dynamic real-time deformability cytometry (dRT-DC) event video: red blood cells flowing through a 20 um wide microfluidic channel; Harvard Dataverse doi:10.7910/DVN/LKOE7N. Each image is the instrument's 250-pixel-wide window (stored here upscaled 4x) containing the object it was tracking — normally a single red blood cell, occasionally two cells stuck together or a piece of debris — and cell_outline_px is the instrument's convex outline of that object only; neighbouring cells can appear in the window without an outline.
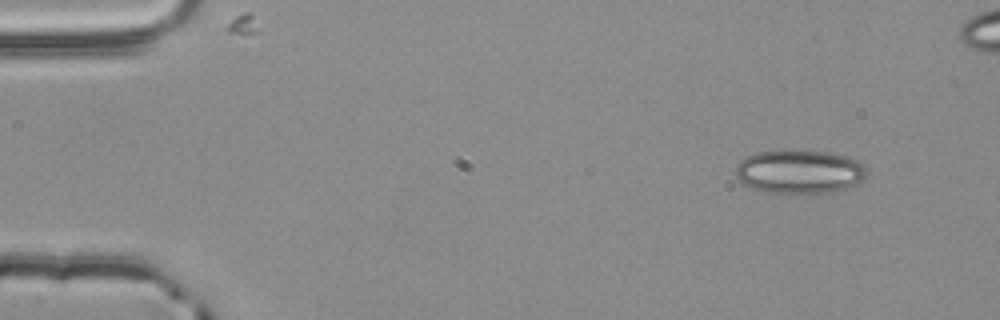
{"species": "common noctule bat (a hibernating species)", "species_latin": "Nyctalus noctula", "temperature_condition": "room temperature", "stored_images_in_passage": 47, "camera_frame_rate_fps": 3000, "um_per_image_px": 0.085, "animal": {"sex": "male", "body_mass_g": 20.4}, "frame": {"image": 1, "passage_image": 1, "time_ms": 0.0, "image_size_px": [1000, 320], "cell_outline_px": [[864, 176], [856, 184], [848, 188], [828, 192], [764, 192], [752, 188], [744, 184], [736, 176], [736, 164], [740, 160], [756, 152], [784, 148], [828, 152], [844, 156], [856, 160], [864, 164]], "centroid_in_image_um": [67.89, 14.55], "position_along_channel_um": 17.1, "area_um2": 33.41}}
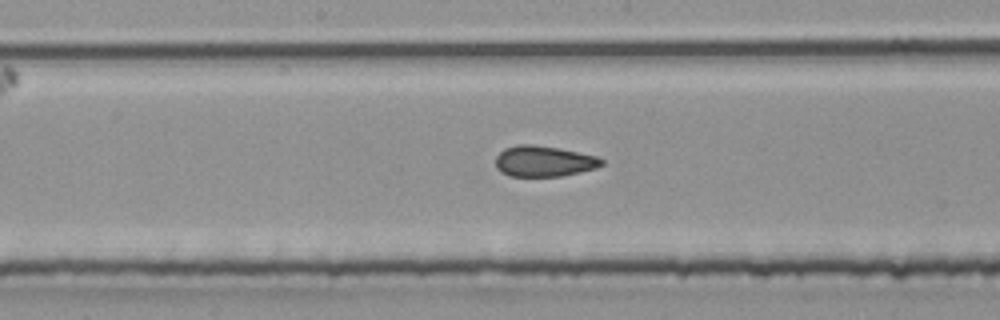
{"frame": {"image": 2, "passage_image": 24, "time_ms": 7.667, "image_size_px": [1000, 320], "cell_outline_px": [[604, 164], [596, 168], [564, 176], [508, 176], [500, 172], [496, 168], [496, 156], [504, 148], [520, 144], [532, 144], [560, 148], [600, 156], [604, 160]], "centroid_in_image_um": [46.25, 13.7], "position_along_channel_um": 201.9, "area_um2": 19.36}}
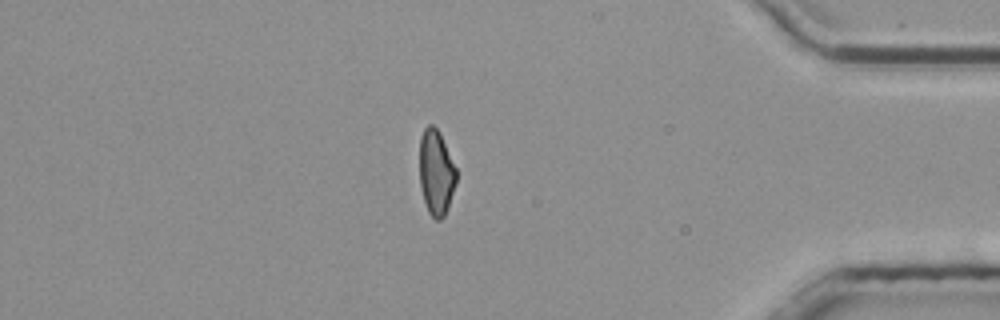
{"frame": {"image": 3, "passage_image": 42, "time_ms": 13.667, "image_size_px": [1000, 320], "cell_outline_px": [[456, 184], [448, 208], [444, 216], [440, 220], [436, 220], [428, 212], [424, 200], [420, 184], [420, 136], [424, 128], [428, 124], [432, 124], [440, 132], [456, 168]], "centroid_in_image_um": [37.07, 14.65], "position_along_channel_um": 398.1, "area_um2": 18.32}}